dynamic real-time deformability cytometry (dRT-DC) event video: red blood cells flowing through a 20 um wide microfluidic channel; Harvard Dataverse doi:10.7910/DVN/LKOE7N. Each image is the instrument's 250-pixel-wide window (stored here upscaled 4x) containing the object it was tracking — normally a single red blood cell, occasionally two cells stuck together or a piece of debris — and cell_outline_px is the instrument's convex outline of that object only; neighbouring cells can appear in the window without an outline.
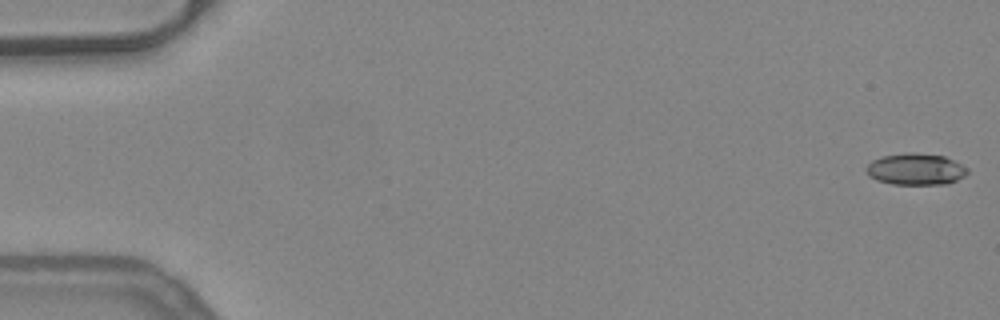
{"species": "common noctule bat (a hibernating species)", "species_latin": "Nyctalus noctula", "temperature_condition": "warm", "stored_images_in_passage": 4, "camera_frame_rate_fps": 3000, "um_per_image_px": 0.085, "animal": {"sex": "female", "body_mass_g": 24.6, "forearm_length_mm": 56.2}, "frame": {"image": 1, "passage_image": 1, "time_ms": 0.0, "image_size_px": [1000, 320], "cell_outline_px": [[968, 172], [964, 176], [948, 184], [892, 184], [876, 180], [868, 176], [864, 168], [872, 160], [884, 156], [904, 152], [912, 152], [944, 156], [968, 168]], "centroid_in_image_um": [77.8, 14.38], "position_along_channel_um": 7.2, "area_um2": 18.67}}